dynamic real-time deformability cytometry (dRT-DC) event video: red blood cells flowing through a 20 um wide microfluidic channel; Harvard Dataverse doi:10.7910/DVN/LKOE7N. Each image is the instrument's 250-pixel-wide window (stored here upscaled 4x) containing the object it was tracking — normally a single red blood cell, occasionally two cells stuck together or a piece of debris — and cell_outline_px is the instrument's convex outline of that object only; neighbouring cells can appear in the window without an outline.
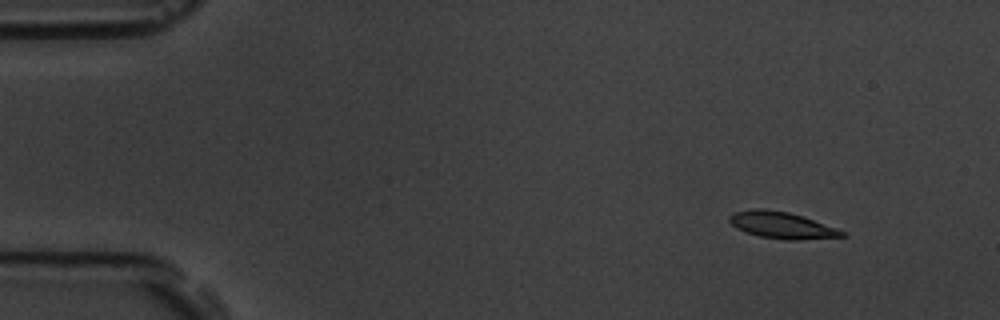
{"species": "common noctule bat (a hibernating species)", "species_latin": "Nyctalus noctula", "temperature_condition": "room temperature", "stored_images_in_passage": 5, "camera_frame_rate_fps": 3000, "um_per_image_px": 0.085, "animal": {"sex": "male", "body_mass_g": 19.5, "forearm_length_mm": 54.6}, "frame": {"image": 1, "passage_image": 2, "time_ms": 1.333, "image_size_px": [1000, 320], "cell_outline_px": [[848, 236], [796, 240], [788, 240], [760, 236], [736, 228], [728, 220], [728, 216], [736, 212], [756, 208], [764, 208], [788, 212], [836, 228], [844, 232]], "centroid_in_image_um": [66.43, 19.14], "position_along_channel_um": 18.6, "area_um2": 17.11}}